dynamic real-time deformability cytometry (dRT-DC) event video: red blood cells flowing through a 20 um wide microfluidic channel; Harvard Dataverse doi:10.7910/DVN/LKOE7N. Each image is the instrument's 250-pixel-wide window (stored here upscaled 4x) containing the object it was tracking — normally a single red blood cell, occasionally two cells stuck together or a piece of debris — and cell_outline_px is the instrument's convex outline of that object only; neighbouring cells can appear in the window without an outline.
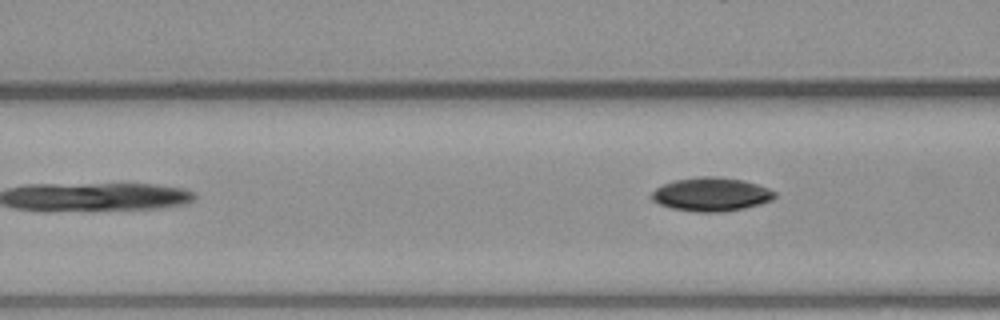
{"species": "common noctule bat (a hibernating species)", "species_latin": "Nyctalus noctula", "temperature_condition": "warm", "stored_images_in_passage": 4, "camera_frame_rate_fps": 3000, "um_per_image_px": 0.085, "animal": {"sex": "male", "body_mass_g": 23.1, "forearm_length_mm": 52.7}, "frame": {"image": 1, "passage_image": 4, "time_ms": 3.667, "image_size_px": [1000, 320], "cell_outline_px": [[776, 196], [772, 200], [760, 204], [744, 208], [720, 212], [696, 212], [672, 208], [660, 204], [652, 200], [648, 196], [656, 188], [664, 184], [676, 180], [700, 176], [716, 176], [744, 180], [768, 188], [776, 192]], "centroid_in_image_um": [60.45, 16.52], "position_along_channel_um": 106.1, "area_um2": 24.16}}